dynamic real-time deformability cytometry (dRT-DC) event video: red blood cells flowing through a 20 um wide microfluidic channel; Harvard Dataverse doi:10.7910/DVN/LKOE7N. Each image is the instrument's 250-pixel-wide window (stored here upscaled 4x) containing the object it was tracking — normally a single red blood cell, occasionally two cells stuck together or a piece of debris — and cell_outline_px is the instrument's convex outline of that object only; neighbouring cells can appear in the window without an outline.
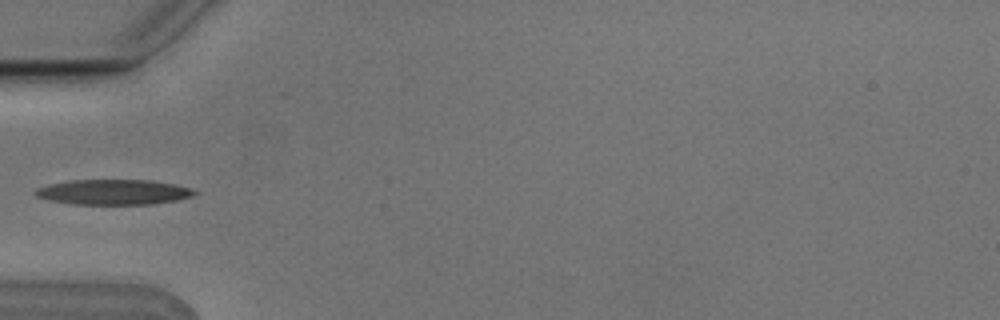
{"species": "Egyptian fruit bat (a non-hibernating species)", "species_latin": "Rousettus aegyptiacus", "temperature_condition": "cold", "stored_images_in_passage": 5, "camera_frame_rate_fps": 3000, "um_per_image_px": 0.085, "animal": {"sex": "male"}, "frame": {"image": 1, "passage_image": 5, "time_ms": 1.333, "image_size_px": [1000, 320], "cell_outline_px": [[200, 192], [192, 196], [176, 200], [152, 204], [72, 204], [48, 200], [36, 196], [32, 192], [36, 188], [48, 184], [68, 180], [152, 180], [176, 184], [192, 188]], "centroid_in_image_um": [9.64, 16.32], "position_along_channel_um": 75.4, "area_um2": 23.64}}